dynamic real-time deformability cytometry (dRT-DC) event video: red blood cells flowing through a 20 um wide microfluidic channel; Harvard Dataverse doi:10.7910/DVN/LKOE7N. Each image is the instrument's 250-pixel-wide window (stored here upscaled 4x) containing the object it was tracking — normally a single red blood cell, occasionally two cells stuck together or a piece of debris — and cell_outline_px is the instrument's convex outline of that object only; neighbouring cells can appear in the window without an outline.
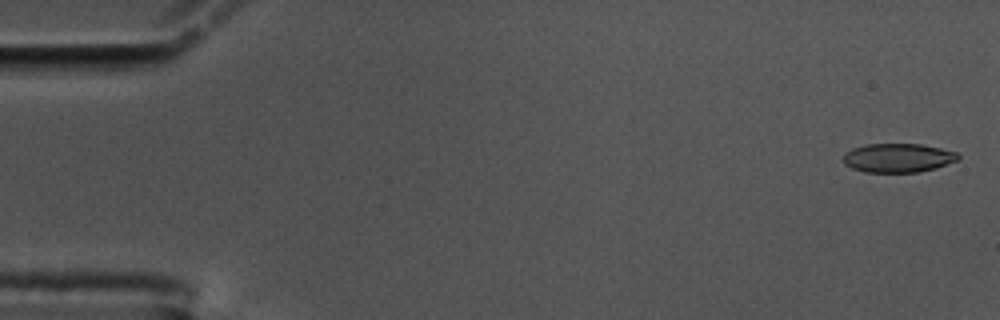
{"species": "common noctule bat (a hibernating species)", "species_latin": "Nyctalus noctula", "temperature_condition": "cold", "stored_images_in_passage": 57, "camera_frame_rate_fps": 3000, "um_per_image_px": 0.085, "animal": {"sex": "male", "body_mass_g": 17.5, "forearm_length_mm": 52.3}, "frame": {"image": 1, "passage_image": 2, "time_ms": 0.333, "image_size_px": [1000, 320], "cell_outline_px": [[960, 156], [956, 160], [936, 168], [916, 172], [864, 172], [852, 168], [844, 164], [844, 156], [852, 148], [864, 144], [920, 144], [940, 148], [956, 152]], "centroid_in_image_um": [76.31, 13.42], "position_along_channel_um": 8.7, "area_um2": 19.19}}
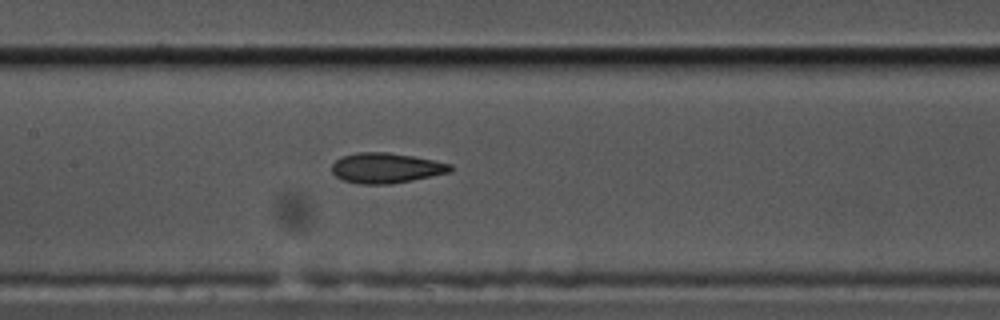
{"frame": {"image": 2, "passage_image": 27, "time_ms": 8.667, "image_size_px": [1000, 320], "cell_outline_px": [[452, 172], [392, 184], [360, 184], [344, 180], [336, 176], [332, 172], [332, 164], [336, 160], [344, 156], [356, 152], [388, 152], [412, 156], [452, 164]], "centroid_in_image_um": [32.83, 14.28], "position_along_channel_um": 174.6, "area_um2": 20.81}}
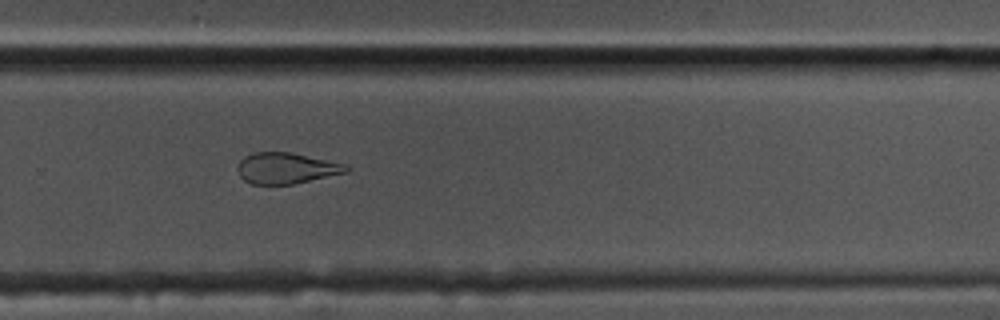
{"frame": {"image": 3, "passage_image": 38, "time_ms": 12.333, "image_size_px": [1000, 320], "cell_outline_px": [[352, 168], [348, 172], [292, 184], [252, 184], [244, 180], [240, 176], [236, 168], [240, 160], [244, 156], [256, 152], [292, 152], [344, 164]], "centroid_in_image_um": [24.32, 14.29], "position_along_channel_um": 305.5, "area_um2": 19.59}, "authors_computed_cell_mechanics": {"area_um2": 20.9236, "velocity_mm_per_s": 3.5769, "shape_relaxation_time_tau1_ms": 8.2787, "shape_relaxation_time_tau2_ms": 2.3555, "deformation_change_tau1": 0.2072, "deformation_change_tau2": 0.0968}}